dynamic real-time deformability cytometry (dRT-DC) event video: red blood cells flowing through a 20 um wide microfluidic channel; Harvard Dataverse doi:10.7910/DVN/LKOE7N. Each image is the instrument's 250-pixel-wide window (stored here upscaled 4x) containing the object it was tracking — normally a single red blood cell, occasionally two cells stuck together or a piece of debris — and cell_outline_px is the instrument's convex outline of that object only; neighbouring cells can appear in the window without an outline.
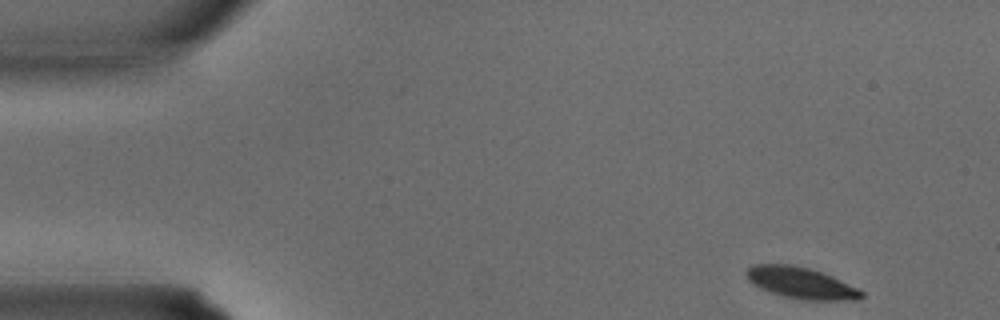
{"species": "common noctule bat (a hibernating species)", "species_latin": "Nyctalus noctula", "temperature_condition": "warm", "stored_images_in_passage": 32, "camera_frame_rate_fps": 3000, "um_per_image_px": 0.085, "animal": {"sex": "male", "body_mass_g": 15.6}, "frame": {"image": 1, "passage_image": 1, "time_ms": 0.0, "image_size_px": [1000, 320], "cell_outline_px": [[864, 296], [860, 300], [804, 300], [784, 296], [760, 288], [752, 284], [744, 276], [744, 272], [752, 264], [792, 264], [808, 268], [832, 276], [860, 288], [864, 292]], "centroid_in_image_um": [68.09, 24.05], "position_along_channel_um": 16.9, "area_um2": 21.27}}
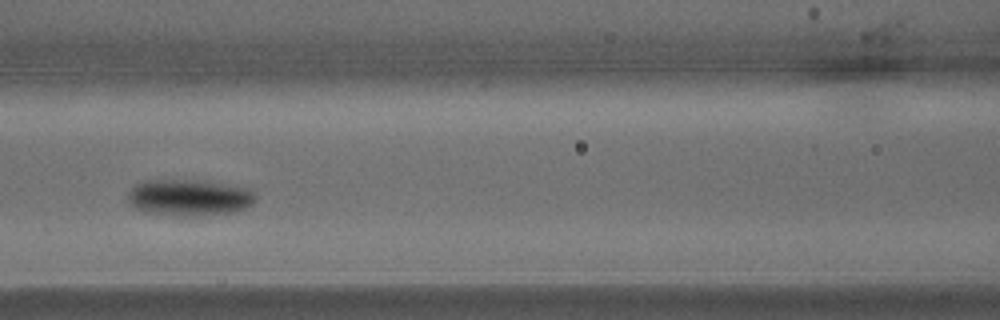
{"frame": {"image": 2, "passage_image": 13, "time_ms": 4.0, "image_size_px": [1000, 320], "cell_outline_px": [[256, 200], [252, 204], [236, 212], [204, 216], [180, 216], [148, 212], [136, 208], [128, 204], [128, 192], [136, 184], [144, 180], [196, 180], [236, 184], [256, 188]], "centroid_in_image_um": [16.18, 16.78], "position_along_channel_um": 150.4, "area_um2": 27.92}}
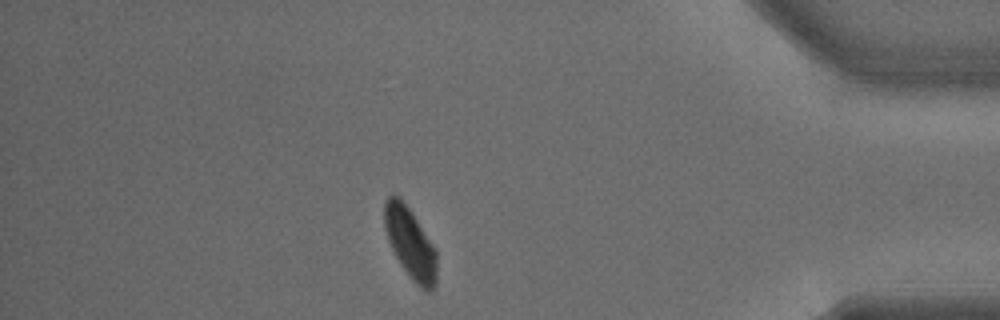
{"frame": {"image": 3, "passage_image": 28, "time_ms": 9.0, "image_size_px": [1000, 320], "cell_outline_px": [[436, 284], [432, 292], [428, 292], [420, 288], [412, 280], [396, 256], [388, 240], [384, 228], [384, 200], [388, 196], [400, 196], [412, 212], [436, 248]], "centroid_in_image_um": [34.88, 20.66], "position_along_channel_um": 400.3, "area_um2": 21.73}}